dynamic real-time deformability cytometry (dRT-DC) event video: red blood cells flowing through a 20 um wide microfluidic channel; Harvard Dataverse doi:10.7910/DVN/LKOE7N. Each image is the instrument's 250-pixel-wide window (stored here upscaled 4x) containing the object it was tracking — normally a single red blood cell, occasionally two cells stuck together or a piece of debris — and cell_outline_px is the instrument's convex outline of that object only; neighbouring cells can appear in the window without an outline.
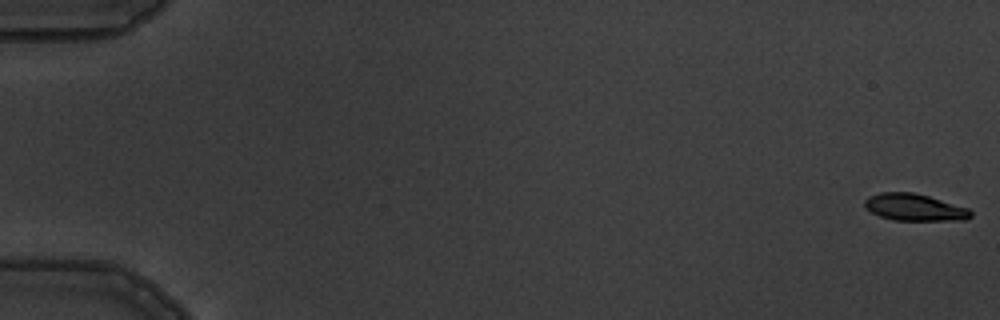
{"species": "common noctule bat (a hibernating species)", "species_latin": "Nyctalus noctula", "temperature_condition": "warm", "stored_images_in_passage": 6, "camera_frame_rate_fps": 3000, "um_per_image_px": 0.085, "animal": {"sex": "male", "body_mass_g": 19.5, "forearm_length_mm": 54.6}, "frame": {"image": 1, "passage_image": 1, "time_ms": 0.0, "image_size_px": [1000, 320], "cell_outline_px": [[972, 216], [968, 220], [892, 220], [880, 216], [864, 208], [864, 200], [868, 196], [880, 192], [912, 192], [928, 196], [968, 208], [972, 212]], "centroid_in_image_um": [77.71, 17.62], "position_along_channel_um": 7.3, "area_um2": 16.7}}
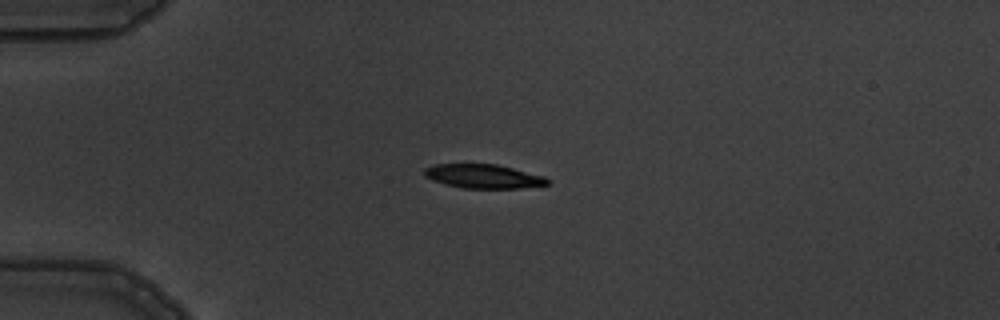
{"frame": {"image": 2, "passage_image": 5, "time_ms": 4.667, "image_size_px": [1000, 320], "cell_outline_px": [[548, 184], [520, 188], [464, 188], [444, 184], [432, 180], [424, 176], [424, 168], [436, 164], [496, 164], [544, 176], [548, 180]], "centroid_in_image_um": [41.04, 14.98], "position_along_channel_um": 44.0, "area_um2": 17.05}}